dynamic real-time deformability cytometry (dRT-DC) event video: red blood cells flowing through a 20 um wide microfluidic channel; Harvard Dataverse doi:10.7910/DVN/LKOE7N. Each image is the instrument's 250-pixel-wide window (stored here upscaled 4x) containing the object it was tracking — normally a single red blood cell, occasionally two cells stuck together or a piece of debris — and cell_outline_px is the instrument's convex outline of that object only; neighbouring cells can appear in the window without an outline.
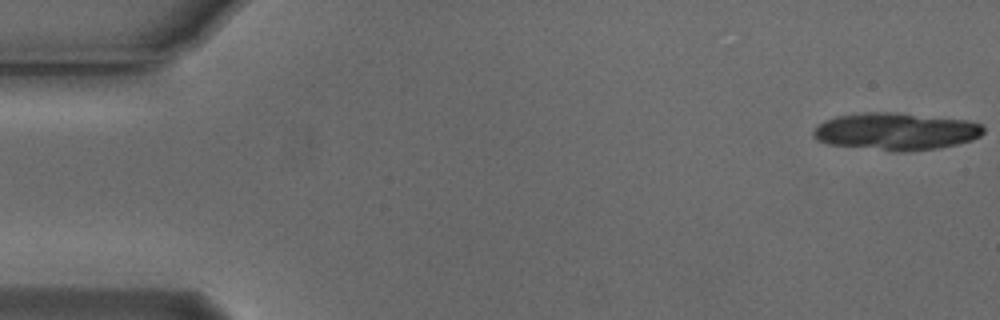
{"species": "Egyptian fruit bat (a non-hibernating species)", "species_latin": "Rousettus aegyptiacus", "temperature_condition": "cold", "stored_images_in_passage": 18, "camera_frame_rate_fps": 3000, "um_per_image_px": 0.085, "animal": {"sex": "male"}, "frame": {"image": 1, "passage_image": 1, "time_ms": 0.0, "image_size_px": [1000, 320], "cell_outline_px": [[984, 132], [980, 136], [972, 140], [940, 148], [908, 152], [896, 152], [828, 144], [816, 140], [812, 136], [812, 132], [824, 120], [836, 116], [864, 112], [896, 112], [968, 120], [980, 124], [984, 128]], "centroid_in_image_um": [76.15, 11.17], "position_along_channel_um": 8.9, "area_um2": 37.34}}